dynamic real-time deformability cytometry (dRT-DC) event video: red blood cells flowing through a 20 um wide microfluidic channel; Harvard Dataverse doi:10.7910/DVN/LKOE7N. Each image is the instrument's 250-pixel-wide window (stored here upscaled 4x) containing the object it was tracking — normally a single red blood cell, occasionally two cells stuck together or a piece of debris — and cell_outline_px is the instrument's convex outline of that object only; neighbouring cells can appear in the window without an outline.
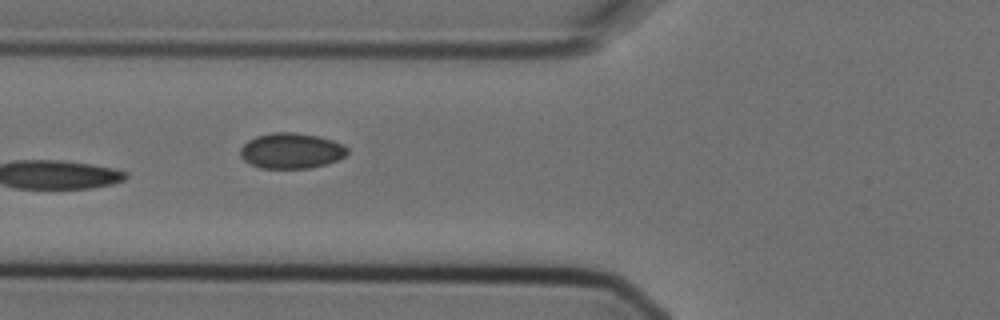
{"species": "Egyptian fruit bat (a non-hibernating species)", "species_latin": "Rousettus aegyptiacus", "temperature_condition": "cold", "stored_images_in_passage": 7, "camera_frame_rate_fps": 3000, "um_per_image_px": 0.085, "animal": {"sex": "female"}, "frame": {"image": 1, "passage_image": 7, "time_ms": 2.0, "image_size_px": [1000, 320], "cell_outline_px": [[348, 152], [344, 156], [328, 164], [308, 168], [260, 168], [244, 160], [240, 156], [240, 148], [248, 140], [256, 136], [272, 132], [292, 132], [316, 136], [332, 140], [344, 144], [348, 148]], "centroid_in_image_um": [24.75, 12.81], "position_along_channel_um": 101.0, "area_um2": 22.14}}